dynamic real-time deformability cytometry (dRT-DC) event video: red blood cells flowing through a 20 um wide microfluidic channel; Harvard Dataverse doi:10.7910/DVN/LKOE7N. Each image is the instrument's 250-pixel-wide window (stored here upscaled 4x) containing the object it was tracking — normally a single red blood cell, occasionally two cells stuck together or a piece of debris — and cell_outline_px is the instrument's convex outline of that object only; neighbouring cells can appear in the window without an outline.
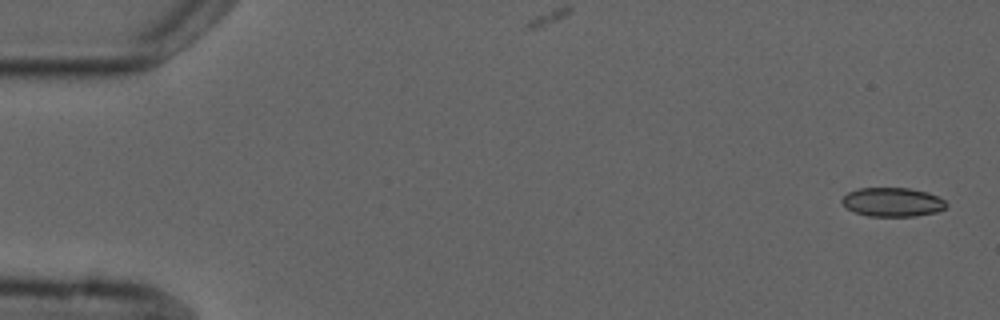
{"species": "common noctule bat (a hibernating species)", "species_latin": "Nyctalus noctula", "temperature_condition": "cold", "stored_images_in_passage": 4, "camera_frame_rate_fps": 3000, "um_per_image_px": 0.085, "animal": {"sex": "male", "forearm_length_mm": 52.5}, "frame": {"image": 1, "passage_image": 1, "time_ms": 0.0, "image_size_px": [1000, 320], "cell_outline_px": [[948, 204], [944, 208], [936, 212], [916, 216], [868, 216], [856, 212], [848, 208], [840, 200], [848, 192], [860, 188], [908, 188], [928, 192], [944, 200]], "centroid_in_image_um": [75.87, 17.17], "position_along_channel_um": 9.1, "area_um2": 17.46}}
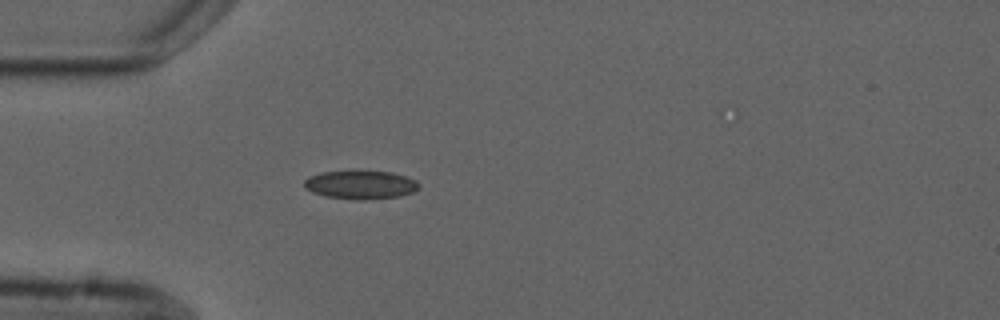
{"frame": {"image": 2, "passage_image": 4, "time_ms": 4.667, "image_size_px": [1000, 320], "cell_outline_px": [[420, 188], [412, 192], [400, 196], [360, 200], [324, 196], [312, 192], [304, 188], [304, 180], [308, 176], [320, 172], [392, 172], [416, 180], [420, 184]], "centroid_in_image_um": [30.63, 15.72], "position_along_channel_um": 54.4, "area_um2": 18.84}}